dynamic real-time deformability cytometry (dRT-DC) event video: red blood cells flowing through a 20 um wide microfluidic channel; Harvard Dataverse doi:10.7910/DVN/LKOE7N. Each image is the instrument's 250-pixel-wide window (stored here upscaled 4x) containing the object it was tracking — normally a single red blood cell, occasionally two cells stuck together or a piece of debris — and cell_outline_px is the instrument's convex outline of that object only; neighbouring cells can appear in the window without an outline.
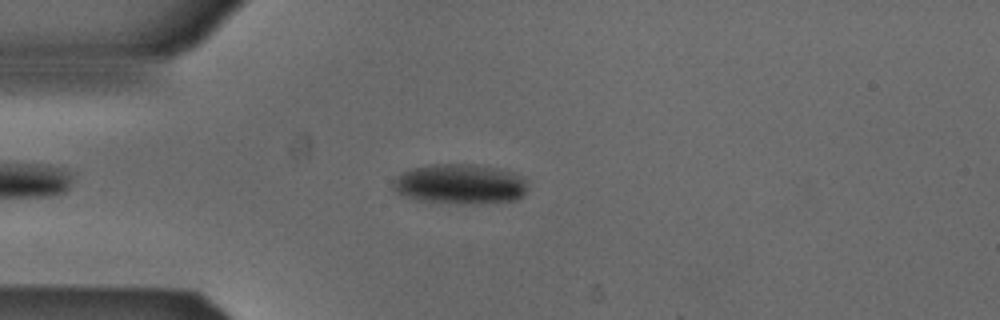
{"species": "Egyptian fruit bat (a non-hibernating species)", "species_latin": "Rousettus aegyptiacus", "temperature_condition": "cold", "stored_images_in_passage": 43, "camera_frame_rate_fps": 3000, "um_per_image_px": 0.085, "animal": {"sex": "male"}, "frame": {"image": 1, "passage_image": 7, "time_ms": 2.0, "image_size_px": [1000, 320], "cell_outline_px": [[528, 188], [524, 196], [516, 200], [480, 204], [456, 204], [416, 200], [400, 196], [392, 188], [392, 180], [396, 176], [412, 168], [432, 164], [468, 164], [492, 168], [508, 172], [520, 176], [524, 180]], "centroid_in_image_um": [39.04, 15.68], "position_along_channel_um": 46.0, "area_um2": 31.62}}
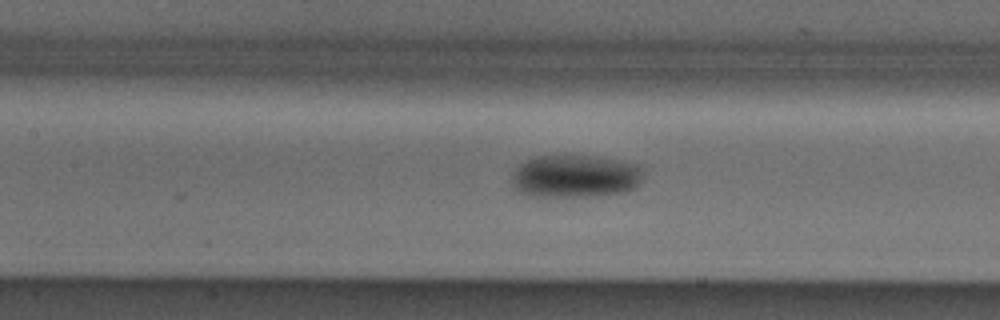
{"frame": {"image": 2, "passage_image": 17, "time_ms": 5.333, "image_size_px": [1000, 320], "cell_outline_px": [[640, 180], [636, 188], [628, 192], [596, 196], [536, 196], [520, 192], [512, 188], [512, 172], [524, 160], [532, 156], [600, 156], [636, 164], [640, 168]], "centroid_in_image_um": [48.86, 14.98], "position_along_channel_um": 158.5, "area_um2": 32.95}}
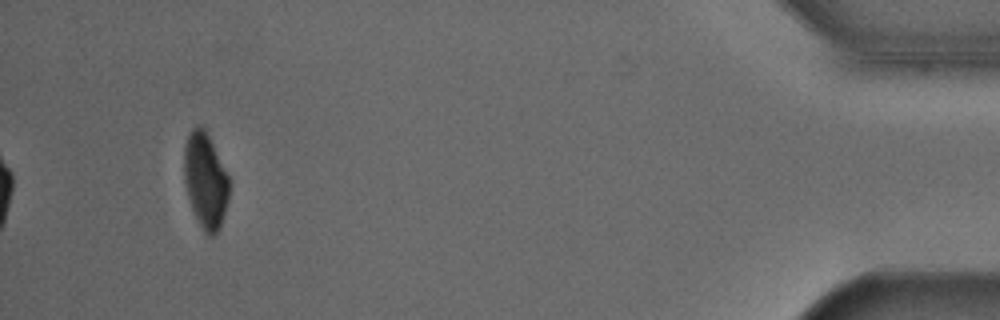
{"frame": {"image": 3, "passage_image": 43, "time_ms": 14.0, "image_size_px": [1000, 320], "cell_outline_px": [[228, 200], [220, 228], [212, 236], [208, 236], [204, 232], [192, 208], [188, 196], [184, 180], [184, 148], [188, 132], [196, 124], [200, 124], [204, 128], [228, 176]], "centroid_in_image_um": [17.44, 15.32], "position_along_channel_um": 417.8, "area_um2": 24.68}}